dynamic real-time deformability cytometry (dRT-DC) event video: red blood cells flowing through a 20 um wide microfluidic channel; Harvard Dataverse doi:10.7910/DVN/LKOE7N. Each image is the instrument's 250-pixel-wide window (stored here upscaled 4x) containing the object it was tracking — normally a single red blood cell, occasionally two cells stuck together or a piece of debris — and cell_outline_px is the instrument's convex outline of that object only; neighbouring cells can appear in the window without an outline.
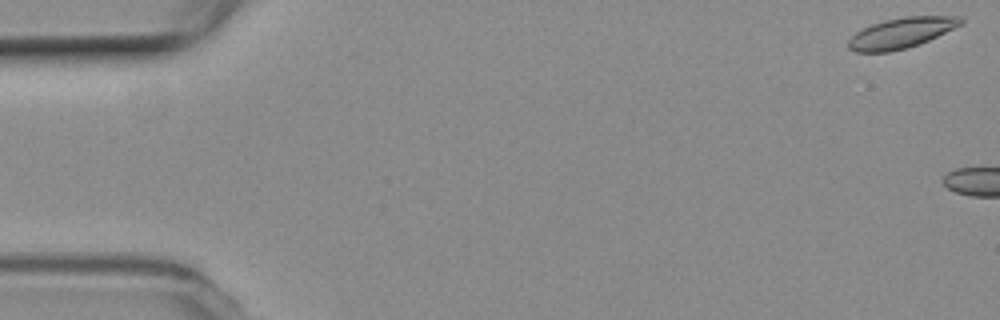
{"species": "common noctule bat (a hibernating species)", "species_latin": "Nyctalus noctula", "temperature_condition": "room temperature", "stored_images_in_passage": 4, "camera_frame_rate_fps": 3000, "um_per_image_px": 0.085, "animal": {"sex": "female", "body_mass_g": 19.3, "forearm_length_mm": 54.1}, "frame": {"image": 1, "passage_image": 1, "time_ms": 0.0, "image_size_px": [1000, 320], "cell_outline_px": [[964, 24], [928, 40], [908, 48], [888, 52], [856, 52], [848, 48], [848, 40], [856, 32], [872, 24], [884, 20], [904, 16], [960, 16], [964, 20]], "centroid_in_image_um": [76.63, 2.79], "position_along_channel_um": 8.4, "area_um2": 20.0}}